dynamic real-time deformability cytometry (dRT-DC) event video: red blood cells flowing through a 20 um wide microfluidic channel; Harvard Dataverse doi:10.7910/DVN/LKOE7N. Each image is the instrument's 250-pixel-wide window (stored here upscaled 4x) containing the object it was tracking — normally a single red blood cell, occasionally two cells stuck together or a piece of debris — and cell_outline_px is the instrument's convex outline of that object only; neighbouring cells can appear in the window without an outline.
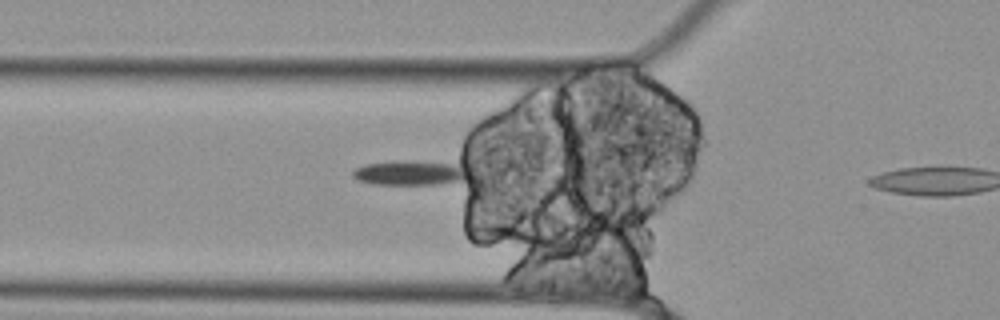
{"species": "Egyptian fruit bat (a non-hibernating species)", "species_latin": "Rousettus aegyptiacus", "temperature_condition": "cold", "stored_images_in_passage": 11, "camera_frame_rate_fps": 3000, "um_per_image_px": 0.085, "animal": {"sex": "female"}, "frame": {"image": 1, "passage_image": 10, "time_ms": 3.0, "image_size_px": [1000, 320], "cell_outline_px": [[468, 176], [460, 180], [440, 184], [372, 184], [360, 180], [352, 176], [352, 172], [356, 168], [364, 164], [452, 164], [468, 168]], "centroid_in_image_um": [34.84, 14.76], "position_along_channel_um": 91.0, "area_um2": 15.09}}